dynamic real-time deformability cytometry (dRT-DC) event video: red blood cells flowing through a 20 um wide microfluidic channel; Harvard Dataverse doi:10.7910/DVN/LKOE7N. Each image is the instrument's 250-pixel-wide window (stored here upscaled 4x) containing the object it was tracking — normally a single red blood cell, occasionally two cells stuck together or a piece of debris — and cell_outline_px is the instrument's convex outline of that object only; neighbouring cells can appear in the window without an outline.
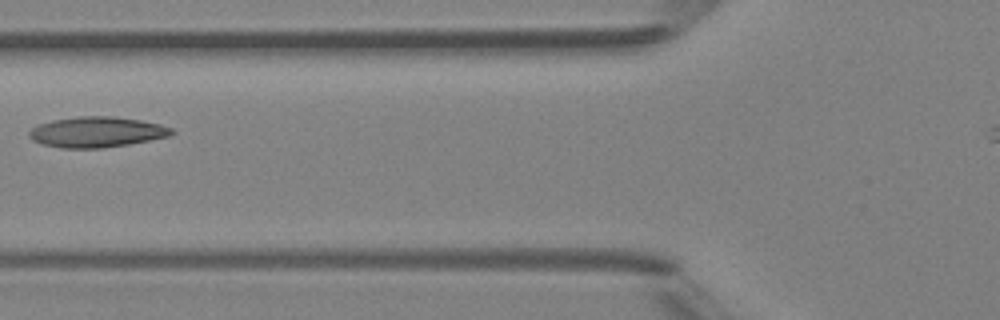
{"species": "Egyptian fruit bat (a non-hibernating species)", "species_latin": "Rousettus aegyptiacus", "temperature_condition": "room temperature", "stored_images_in_passage": 2, "camera_frame_rate_fps": 3000, "um_per_image_px": 0.085, "animal": {"sex": "female"}, "frame": {"image": 1, "passage_image": 2, "time_ms": 1.0, "image_size_px": [1000, 320], "cell_outline_px": [[176, 132], [168, 136], [128, 144], [104, 148], [60, 148], [44, 144], [32, 140], [28, 136], [28, 132], [32, 128], [40, 124], [52, 120], [80, 116], [112, 116], [140, 120], [160, 124], [172, 128]], "centroid_in_image_um": [8.21, 11.22], "position_along_channel_um": 117.6, "area_um2": 25.26}}